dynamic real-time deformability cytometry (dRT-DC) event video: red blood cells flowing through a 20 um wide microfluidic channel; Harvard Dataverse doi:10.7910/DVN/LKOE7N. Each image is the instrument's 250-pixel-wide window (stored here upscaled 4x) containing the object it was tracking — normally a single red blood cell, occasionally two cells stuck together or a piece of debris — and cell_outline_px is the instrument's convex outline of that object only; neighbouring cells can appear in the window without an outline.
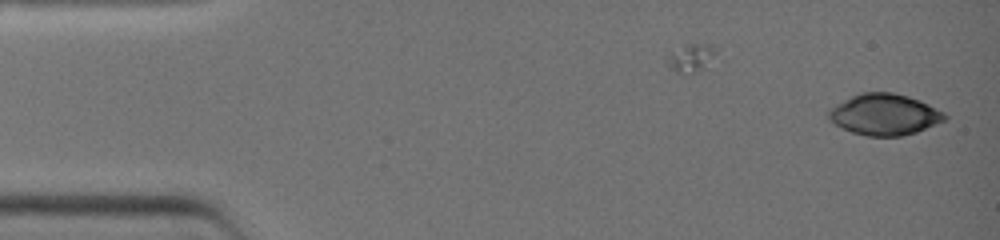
{"species": "common noctule bat (a hibernating species)", "species_latin": "Nyctalus noctula", "temperature_condition": "warm", "stored_images_in_passage": 3, "camera_frame_rate_fps": 3000, "um_per_image_px": 0.085, "animal": {"sex": "female", "body_mass_g": 19.0, "forearm_length_mm": 51.5}, "frame": {"image": 1, "passage_image": 3, "time_ms": 1.333, "image_size_px": [1000, 240], "cell_outline_px": [[948, 116], [944, 120], [916, 132], [900, 136], [868, 136], [852, 132], [828, 120], [828, 108], [860, 92], [892, 92], [908, 96], [920, 100], [944, 112]], "centroid_in_image_um": [75.16, 9.72], "position_along_channel_um": 9.8, "area_um2": 27.74}}